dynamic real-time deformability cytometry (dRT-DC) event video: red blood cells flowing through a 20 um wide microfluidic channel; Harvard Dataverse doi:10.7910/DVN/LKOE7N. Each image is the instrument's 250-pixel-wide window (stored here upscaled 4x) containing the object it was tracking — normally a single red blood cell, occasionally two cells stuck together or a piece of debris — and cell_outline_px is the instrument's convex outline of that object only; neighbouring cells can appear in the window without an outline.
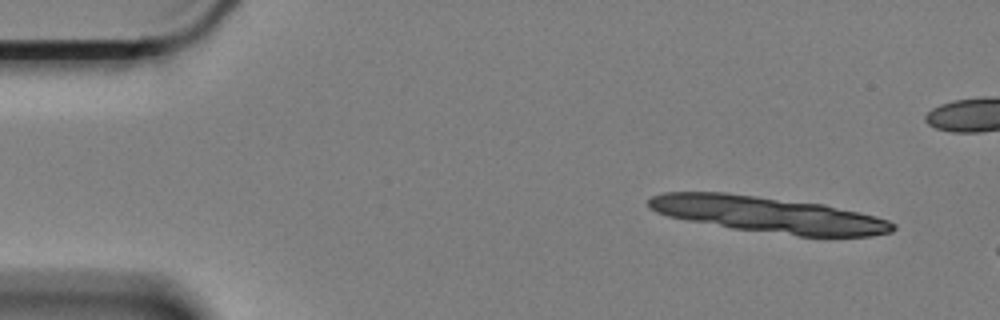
{"species": "Egyptian fruit bat (a non-hibernating species)", "species_latin": "Rousettus aegyptiacus", "temperature_condition": "cold", "stored_images_in_passage": 3, "segment_of_instrument_passage": [2, 2], "camera_frame_rate_fps": 3000, "um_per_image_px": 0.085, "animal": {"sex": "female"}, "frame": {"image": 1, "passage_image": 2, "time_ms": 0.333, "image_size_px": [1000, 320], "cell_outline_px": [[892, 228], [880, 232], [848, 236], [816, 236], [728, 224], [688, 216], [708, 212], [768, 204], [800, 204], [828, 208], [864, 216], [880, 220]], "centroid_in_image_um": [67.83, 18.69], "position_along_channel_um": 17.2, "area_um2": 28.73}}